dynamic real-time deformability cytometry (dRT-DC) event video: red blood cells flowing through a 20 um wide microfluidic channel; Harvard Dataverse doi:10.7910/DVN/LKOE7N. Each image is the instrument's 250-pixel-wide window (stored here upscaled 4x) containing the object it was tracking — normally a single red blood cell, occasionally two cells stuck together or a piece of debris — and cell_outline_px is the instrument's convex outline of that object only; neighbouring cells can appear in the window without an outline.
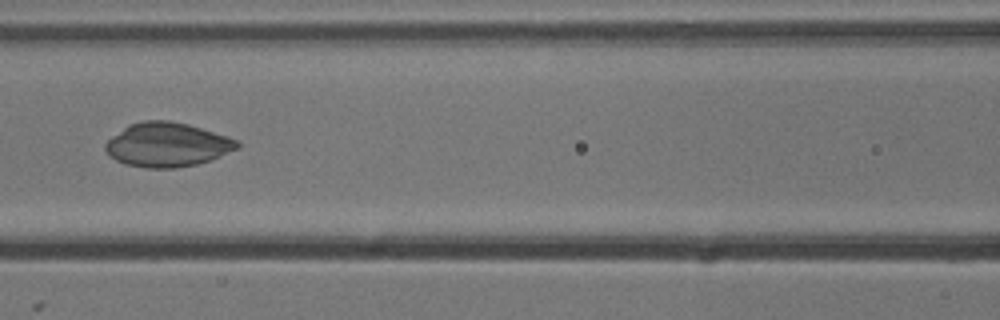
{"species": "common noctule bat (a hibernating species)", "species_latin": "Nyctalus noctula", "temperature_condition": "cold", "stored_images_in_passage": 6, "camera_frame_rate_fps": 3000, "um_per_image_px": 0.085, "animal": {"sex": "male", "body_mass_g": 13.3}, "frame": {"image": 1, "passage_image": 6, "time_ms": 1.667, "image_size_px": [1000, 320], "cell_outline_px": [[240, 148], [208, 160], [196, 164], [176, 168], [144, 168], [124, 164], [116, 160], [104, 148], [104, 144], [112, 136], [128, 124], [144, 120], [168, 120], [188, 124], [228, 136], [240, 140]], "centroid_in_image_um": [14.22, 12.29], "position_along_channel_um": 152.4, "area_um2": 33.99}}